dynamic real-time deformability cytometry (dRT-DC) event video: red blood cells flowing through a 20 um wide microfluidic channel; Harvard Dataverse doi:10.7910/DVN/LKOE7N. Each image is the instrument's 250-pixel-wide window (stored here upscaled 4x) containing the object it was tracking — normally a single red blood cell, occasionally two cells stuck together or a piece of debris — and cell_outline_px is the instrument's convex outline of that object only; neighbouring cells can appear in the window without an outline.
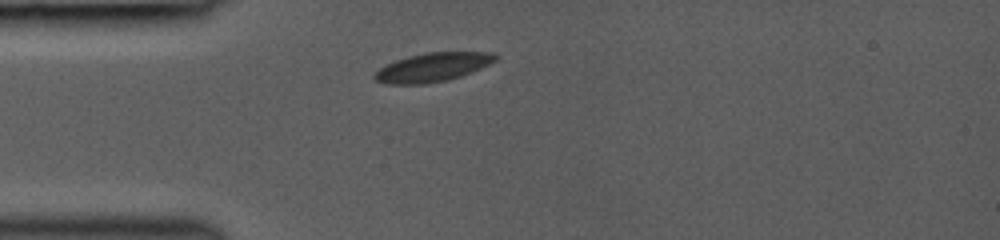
{"species": "common noctule bat (a hibernating species)", "species_latin": "Nyctalus noctula", "temperature_condition": "room temperature", "stored_images_in_passage": 2, "camera_frame_rate_fps": 3000, "um_per_image_px": 0.085, "animal": {"sex": "female", "body_mass_g": 19.0, "forearm_length_mm": 53.3}, "frame": {"image": 1, "passage_image": 1, "time_ms": 0.0, "image_size_px": [1000, 240], "cell_outline_px": [[500, 56], [496, 60], [480, 68], [460, 76], [448, 80], [424, 84], [384, 84], [376, 80], [372, 76], [380, 68], [396, 60], [408, 56], [428, 52], [492, 52]], "centroid_in_image_um": [36.77, 5.71], "position_along_channel_um": 48.2, "area_um2": 20.17}}
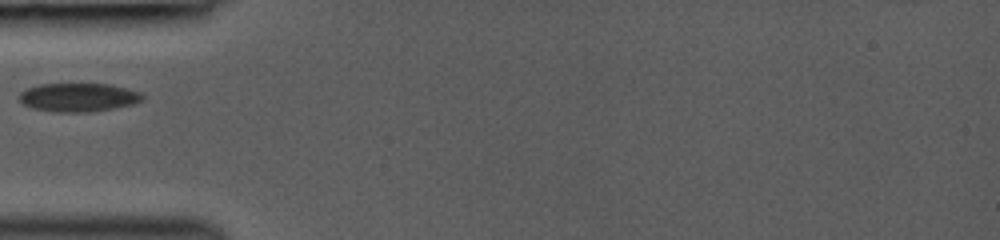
{"frame": {"image": 2, "passage_image": 2, "time_ms": 1.0, "image_size_px": [1000, 240], "cell_outline_px": [[144, 100], [132, 104], [92, 112], [52, 112], [32, 108], [24, 104], [20, 100], [20, 92], [28, 88], [40, 84], [108, 84], [140, 92], [144, 96]], "centroid_in_image_um": [6.66, 8.28], "position_along_channel_um": 78.3, "area_um2": 20.4}}